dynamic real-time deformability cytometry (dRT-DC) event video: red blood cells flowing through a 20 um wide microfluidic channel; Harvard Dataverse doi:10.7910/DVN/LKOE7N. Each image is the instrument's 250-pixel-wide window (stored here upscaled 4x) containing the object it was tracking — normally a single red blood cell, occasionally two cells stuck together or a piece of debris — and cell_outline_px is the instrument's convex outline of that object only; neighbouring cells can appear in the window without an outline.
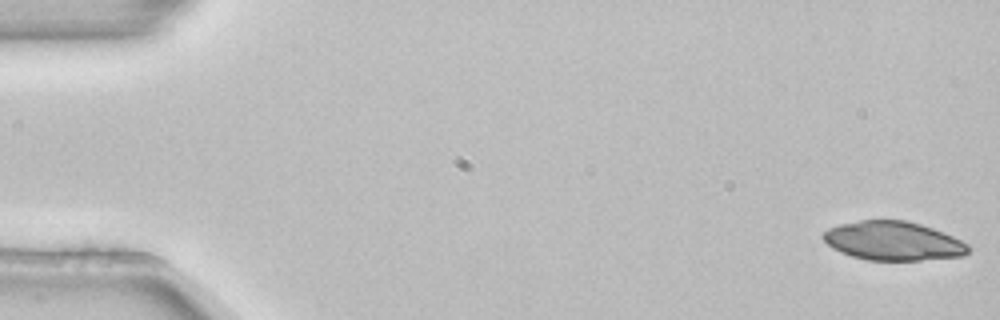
{"species": "common noctule bat (a hibernating species)", "species_latin": "Nyctalus noctula", "temperature_condition": "room temperature", "stored_images_in_passage": 4, "camera_frame_rate_fps": 3000, "um_per_image_px": 0.085, "animal": {"sex": "female", "body_mass_g": 22.7, "forearm_length_mm": 54.2}, "frame": {"image": 1, "passage_image": 1, "time_ms": 0.0, "image_size_px": [1000, 320], "cell_outline_px": [[972, 248], [964, 256], [920, 260], [868, 260], [852, 256], [840, 252], [832, 248], [820, 236], [820, 232], [828, 228], [840, 224], [860, 220], [908, 220], [944, 232], [968, 244]], "centroid_in_image_um": [75.9, 20.47], "position_along_channel_um": 9.1, "area_um2": 33.12}}